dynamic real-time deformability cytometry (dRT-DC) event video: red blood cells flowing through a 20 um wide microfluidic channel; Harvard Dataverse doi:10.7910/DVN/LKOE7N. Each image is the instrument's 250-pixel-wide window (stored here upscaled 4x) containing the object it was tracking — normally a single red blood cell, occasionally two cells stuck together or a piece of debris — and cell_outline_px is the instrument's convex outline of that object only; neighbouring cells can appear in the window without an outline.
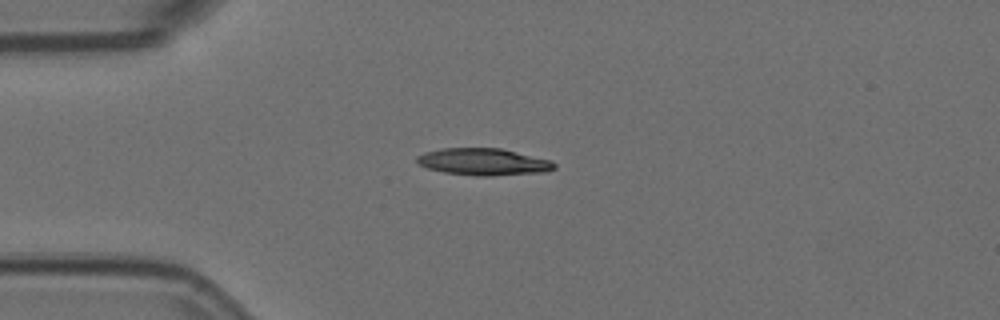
{"species": "Egyptian fruit bat (a non-hibernating species)", "species_latin": "Rousettus aegyptiacus", "temperature_condition": "room temperature", "stored_images_in_passage": 8, "camera_frame_rate_fps": 3000, "um_per_image_px": 0.085, "animal": {"sex": "female"}, "frame": {"image": 1, "passage_image": 4, "time_ms": 1.0, "image_size_px": [1000, 320], "cell_outline_px": [[556, 168], [544, 172], [488, 176], [476, 176], [444, 172], [428, 168], [416, 164], [416, 156], [424, 152], [440, 148], [500, 148], [552, 160], [556, 164]], "centroid_in_image_um": [41.07, 13.75], "position_along_channel_um": 43.9, "area_um2": 21.73}}
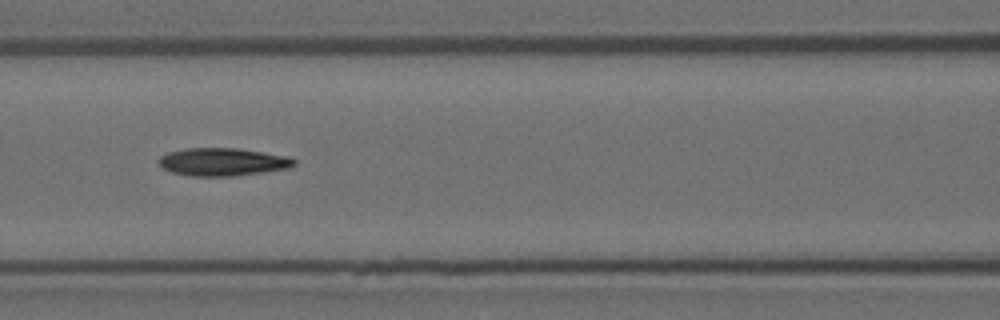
{"frame": {"image": 2, "passage_image": 7, "time_ms": 2.0, "image_size_px": [1000, 320], "cell_outline_px": [[296, 164], [288, 168], [232, 176], [192, 176], [172, 172], [164, 168], [160, 164], [160, 156], [168, 152], [184, 148], [236, 148], [288, 156], [296, 160]], "centroid_in_image_um": [18.93, 13.75], "position_along_channel_um": 147.7, "area_um2": 21.73}}
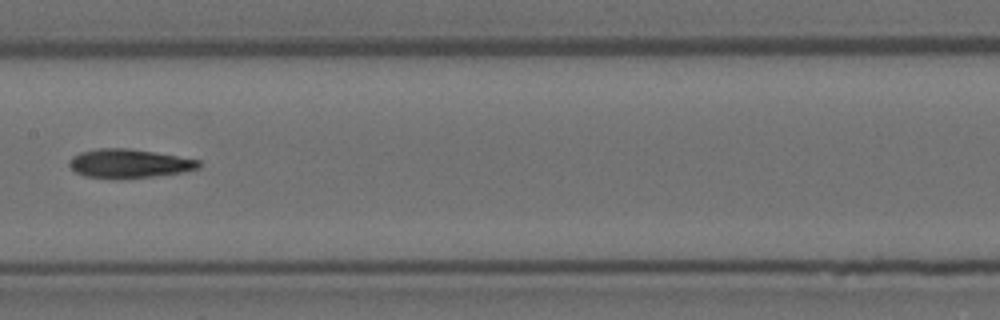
{"frame": {"image": 3, "passage_image": 8, "time_ms": 2.333, "image_size_px": [1000, 320], "cell_outline_px": [[200, 168], [184, 172], [152, 176], [84, 176], [76, 172], [68, 164], [72, 156], [80, 152], [96, 148], [128, 148], [200, 160]], "centroid_in_image_um": [10.98, 13.86], "position_along_channel_um": 196.4, "area_um2": 20.92}}